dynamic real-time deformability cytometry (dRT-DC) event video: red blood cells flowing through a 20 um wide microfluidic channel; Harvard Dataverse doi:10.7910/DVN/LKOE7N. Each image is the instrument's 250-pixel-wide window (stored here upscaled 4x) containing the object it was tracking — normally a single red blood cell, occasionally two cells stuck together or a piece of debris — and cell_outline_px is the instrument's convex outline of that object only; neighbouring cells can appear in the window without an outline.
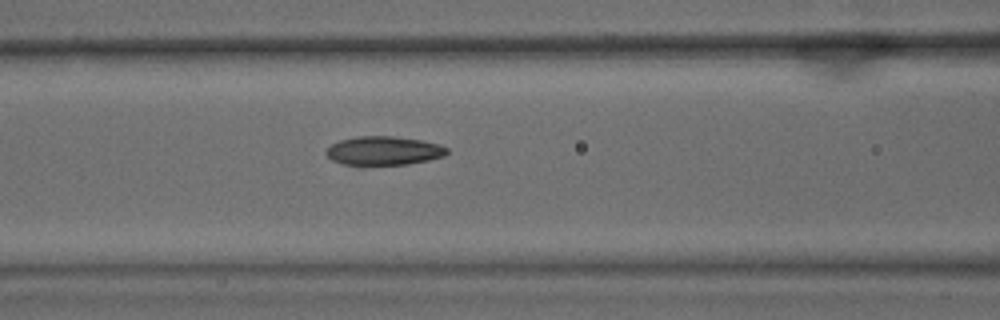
{"species": "common noctule bat (a hibernating species)", "species_latin": "Nyctalus noctula", "temperature_condition": "warm", "stored_images_in_passage": 21, "camera_frame_rate_fps": 3000, "um_per_image_px": 0.085, "animal": {"sex": "male", "body_mass_g": 15.6}, "frame": {"image": 1, "passage_image": 8, "time_ms": 2.333, "image_size_px": [1000, 320], "cell_outline_px": [[448, 152], [444, 156], [428, 160], [408, 164], [344, 164], [332, 160], [324, 152], [332, 144], [340, 140], [356, 136], [392, 136], [424, 140], [440, 144], [448, 148]], "centroid_in_image_um": [32.65, 12.79], "position_along_channel_um": 134.0, "area_um2": 20.17}}
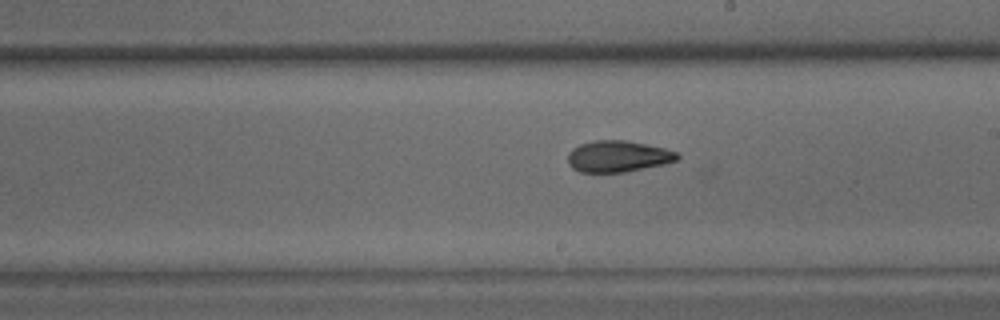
{"frame": {"image": 2, "passage_image": 16, "time_ms": 5.0, "image_size_px": [1000, 320], "cell_outline_px": [[680, 156], [676, 160], [664, 164], [624, 172], [580, 172], [572, 168], [568, 164], [568, 152], [572, 148], [580, 144], [596, 140], [624, 140], [664, 148], [676, 152]], "centroid_in_image_um": [52.49, 13.29], "position_along_channel_um": 236.5, "area_um2": 19.88}}
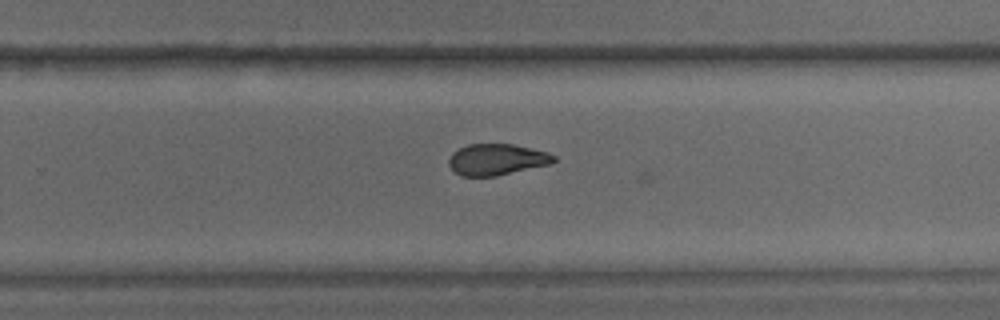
{"frame": {"image": 3, "passage_image": 20, "time_ms": 6.333, "image_size_px": [1000, 320], "cell_outline_px": [[556, 160], [552, 164], [496, 176], [460, 176], [448, 164], [448, 160], [452, 152], [468, 144], [512, 144], [532, 148], [548, 152], [556, 156]], "centroid_in_image_um": [42.25, 13.56], "position_along_channel_um": 287.6, "area_um2": 19.25}}